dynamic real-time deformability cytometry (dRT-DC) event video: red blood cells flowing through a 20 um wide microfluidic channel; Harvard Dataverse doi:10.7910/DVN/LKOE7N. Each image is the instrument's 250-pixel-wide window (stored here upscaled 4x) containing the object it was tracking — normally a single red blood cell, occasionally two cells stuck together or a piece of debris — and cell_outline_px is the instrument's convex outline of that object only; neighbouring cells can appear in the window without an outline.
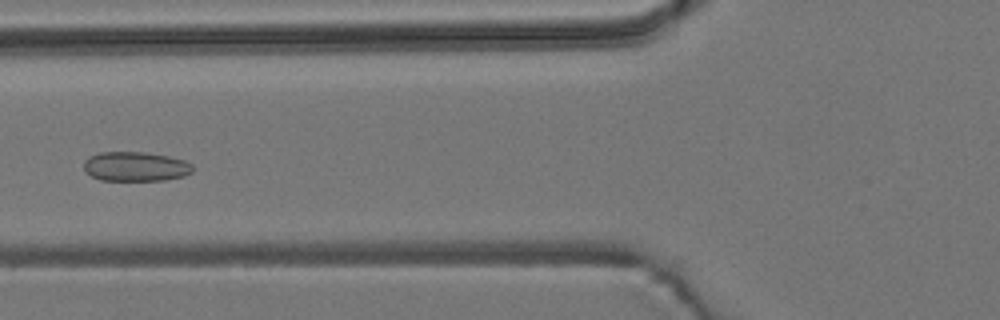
{"species": "common noctule bat (a hibernating species)", "species_latin": "Nyctalus noctula", "temperature_condition": "room temperature", "stored_images_in_passage": 6, "camera_frame_rate_fps": 3000, "um_per_image_px": 0.085, "animal": {"sex": "male", "body_mass_g": 19.2, "forearm_length_mm": 51.8}, "frame": {"image": 1, "passage_image": 6, "time_ms": 6.667, "image_size_px": [1000, 320], "cell_outline_px": [[192, 172], [184, 176], [164, 180], [100, 180], [84, 172], [84, 160], [88, 156], [100, 152], [144, 152], [168, 156], [184, 160], [192, 164]], "centroid_in_image_um": [11.49, 14.15], "position_along_channel_um": 114.3, "area_um2": 18.79}}